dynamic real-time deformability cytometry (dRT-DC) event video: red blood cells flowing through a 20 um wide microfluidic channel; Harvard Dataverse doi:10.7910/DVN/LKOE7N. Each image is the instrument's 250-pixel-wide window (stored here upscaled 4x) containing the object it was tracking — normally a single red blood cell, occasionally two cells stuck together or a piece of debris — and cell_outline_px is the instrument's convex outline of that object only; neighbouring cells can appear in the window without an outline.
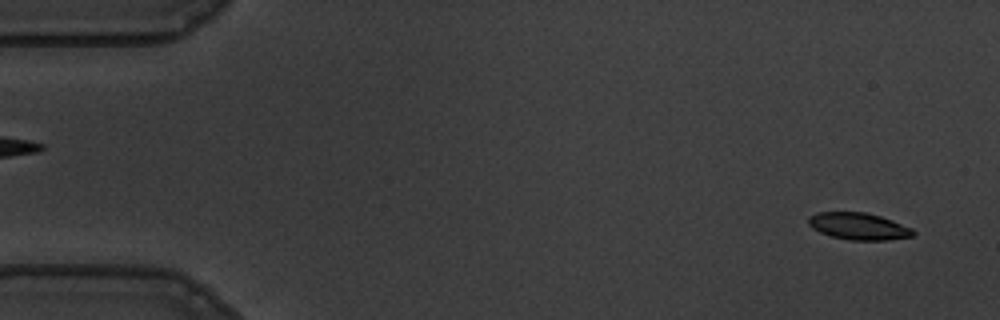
{"species": "common noctule bat (a hibernating species)", "species_latin": "Nyctalus noctula", "temperature_condition": "warm", "stored_images_in_passage": 56, "camera_frame_rate_fps": 3000, "um_per_image_px": 0.085, "animal": {"sex": "male", "body_mass_g": 19.5, "forearm_length_mm": 54.6}, "frame": {"image": 1, "passage_image": 3, "time_ms": 0.667, "image_size_px": [1000, 320], "cell_outline_px": [[916, 232], [912, 236], [888, 240], [848, 240], [832, 236], [820, 232], [812, 228], [808, 224], [808, 216], [820, 212], [864, 212], [880, 216], [892, 220], [912, 228]], "centroid_in_image_um": [72.98, 19.23], "position_along_channel_um": 12.0, "area_um2": 16.42}}
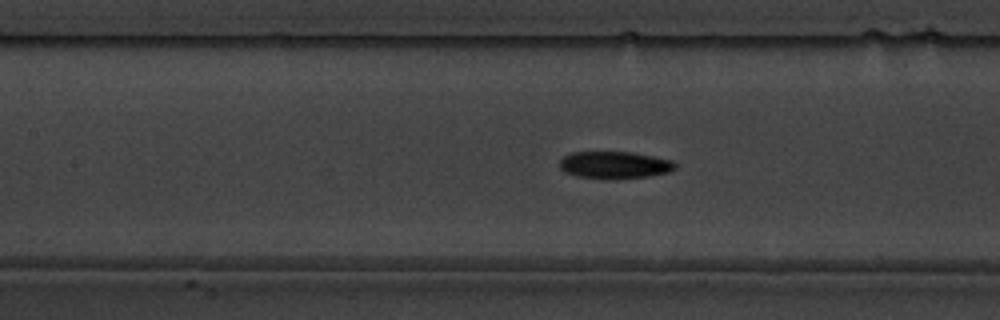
{"frame": {"image": 2, "passage_image": 25, "time_ms": 8.0, "image_size_px": [1000, 320], "cell_outline_px": [[676, 168], [668, 172], [648, 176], [576, 176], [564, 172], [560, 168], [560, 160], [564, 156], [572, 152], [632, 152], [672, 160], [676, 164]], "centroid_in_image_um": [52.23, 13.97], "position_along_channel_um": 155.2, "area_um2": 17.4}}
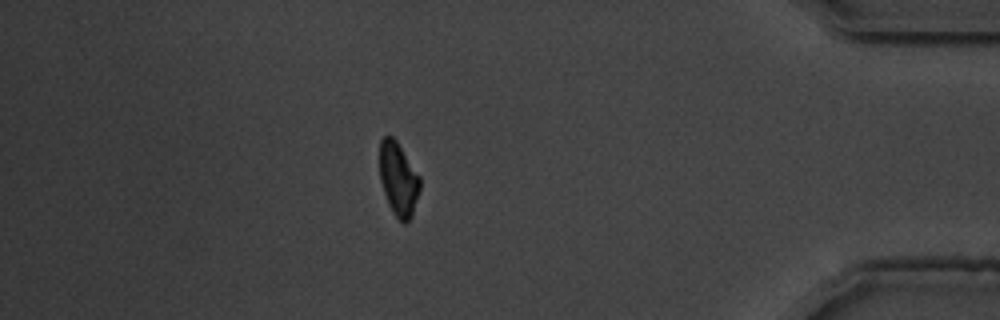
{"frame": {"image": 3, "passage_image": 49, "time_ms": 16.0, "image_size_px": [1000, 320], "cell_outline_px": [[420, 188], [412, 216], [404, 224], [392, 212], [388, 204], [380, 180], [380, 140], [384, 136], [392, 136], [396, 140], [420, 176]], "centroid_in_image_um": [33.86, 15.22], "position_along_channel_um": 401.3, "area_um2": 17.17}, "authors_computed_cell_mechanics": {"area_um2": 17.8024, "velocity_mm_per_s": 3.5865, "shape_relaxation_time_tau1_ms": 3.7912, "shape_relaxation_time_tau2_ms": 8.5782, "deformation_change_tau1": 0.144, "deformation_change_tau2": 0.1511}}